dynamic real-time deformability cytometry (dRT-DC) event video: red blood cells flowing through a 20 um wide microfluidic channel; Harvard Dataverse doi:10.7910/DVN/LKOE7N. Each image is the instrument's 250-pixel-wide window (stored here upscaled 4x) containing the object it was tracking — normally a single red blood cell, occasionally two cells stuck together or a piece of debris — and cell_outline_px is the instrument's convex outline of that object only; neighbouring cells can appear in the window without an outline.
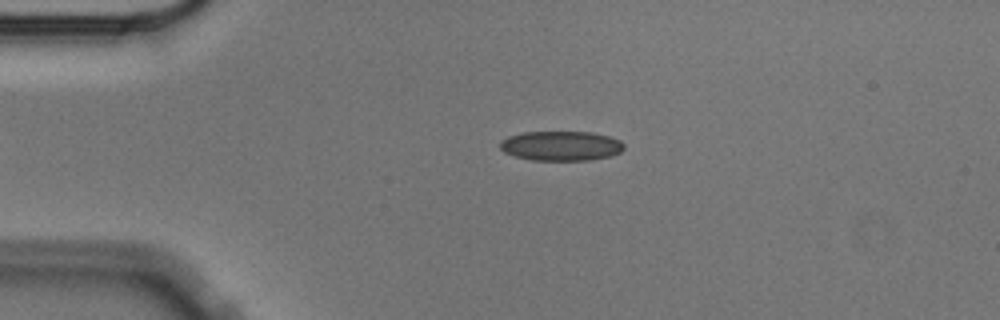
{"species": "Egyptian fruit bat (a non-hibernating species)", "species_latin": "Rousettus aegyptiacus", "temperature_condition": "cold", "stored_images_in_passage": 39, "camera_frame_rate_fps": 3000, "um_per_image_px": 0.085, "animal": {"sex": "male"}, "frame": {"image": 1, "passage_image": 2, "time_ms": 0.333, "image_size_px": [1000, 320], "cell_outline_px": [[624, 148], [620, 152], [612, 156], [588, 160], [532, 160], [516, 156], [504, 152], [500, 148], [500, 140], [508, 136], [524, 132], [592, 132], [608, 136], [620, 140], [624, 144]], "centroid_in_image_um": [47.69, 12.39], "position_along_channel_um": 37.3, "area_um2": 21.44}}
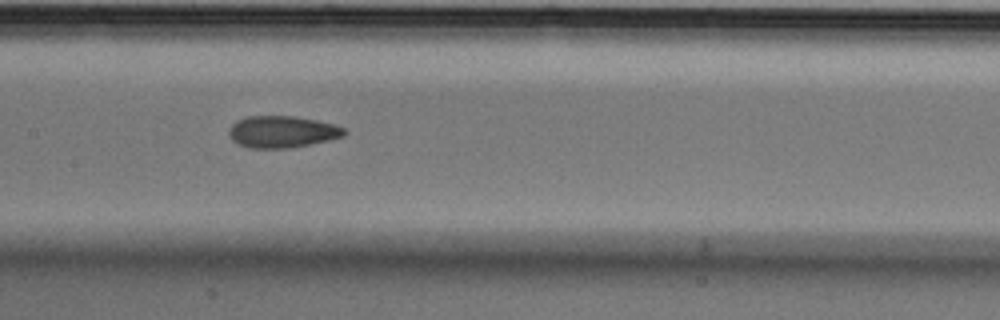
{"frame": {"image": 2, "passage_image": 17, "time_ms": 5.333, "image_size_px": [1000, 320], "cell_outline_px": [[348, 132], [344, 136], [328, 140], [288, 148], [248, 148], [232, 140], [228, 136], [228, 128], [236, 120], [248, 116], [292, 116], [316, 120], [332, 124], [344, 128]], "centroid_in_image_um": [23.94, 11.2], "position_along_channel_um": 183.5, "area_um2": 21.33}}
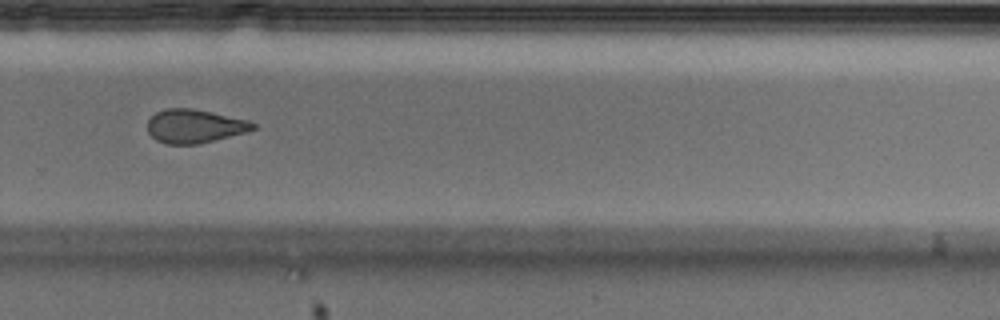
{"frame": {"image": 3, "passage_image": 28, "time_ms": 9.0, "image_size_px": [1000, 320], "cell_outline_px": [[256, 128], [248, 132], [196, 144], [168, 144], [156, 140], [148, 132], [148, 120], [156, 112], [164, 108], [188, 108], [248, 120], [256, 124]], "centroid_in_image_um": [16.53, 10.73], "position_along_channel_um": 313.3, "area_um2": 20.4}, "authors_computed_cell_mechanics": {"area_um2": 21.4438, "velocity_mm_per_s": 3.5608, "shape_relaxation_time_tau1_ms": 7.6359, "shape_relaxation_time_tau2_ms": 2.8931, "deformation_change_tau1": 0.1318, "deformation_change_tau2": 0.1038}}